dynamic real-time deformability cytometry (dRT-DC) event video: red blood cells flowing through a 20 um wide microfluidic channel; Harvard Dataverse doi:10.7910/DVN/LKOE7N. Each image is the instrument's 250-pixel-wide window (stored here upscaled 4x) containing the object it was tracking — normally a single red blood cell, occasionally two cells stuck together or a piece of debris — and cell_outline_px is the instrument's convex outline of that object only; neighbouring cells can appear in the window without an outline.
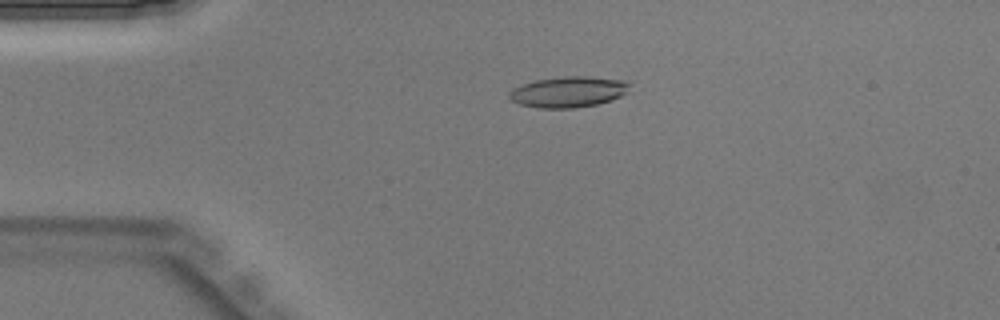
{"species": "Egyptian fruit bat (a non-hibernating species)", "species_latin": "Rousettus aegyptiacus", "temperature_condition": "warm", "stored_images_in_passage": 36, "camera_frame_rate_fps": 3000, "um_per_image_px": 0.085, "animal": {"sex": "male"}, "frame": {"image": 1, "passage_image": 2, "time_ms": 0.333, "image_size_px": [1000, 320], "cell_outline_px": [[628, 92], [612, 100], [596, 104], [576, 108], [536, 108], [520, 104], [512, 100], [508, 96], [508, 92], [512, 88], [536, 80], [564, 76], [584, 76], [624, 80], [628, 84]], "centroid_in_image_um": [48.29, 7.81], "position_along_channel_um": 36.7, "area_um2": 21.56}}
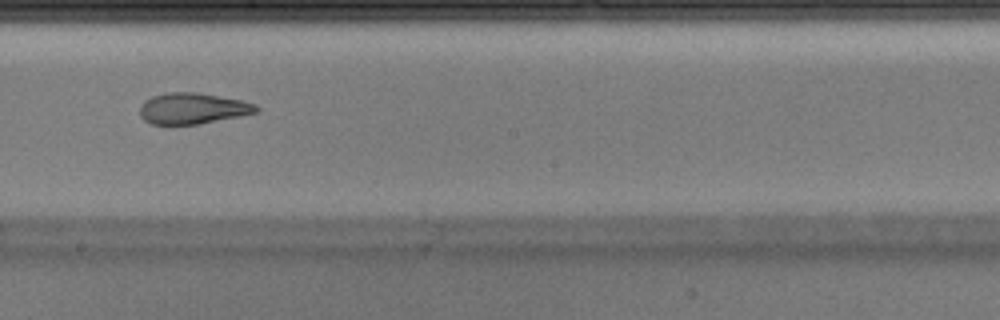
{"frame": {"image": 2, "passage_image": 17, "time_ms": 5.333, "image_size_px": [1000, 320], "cell_outline_px": [[260, 108], [256, 112], [240, 116], [200, 124], [164, 128], [152, 124], [144, 120], [140, 116], [140, 104], [144, 100], [152, 96], [164, 92], [196, 92], [244, 100], [256, 104]], "centroid_in_image_um": [16.31, 9.25], "position_along_channel_um": 231.9, "area_um2": 21.96}}
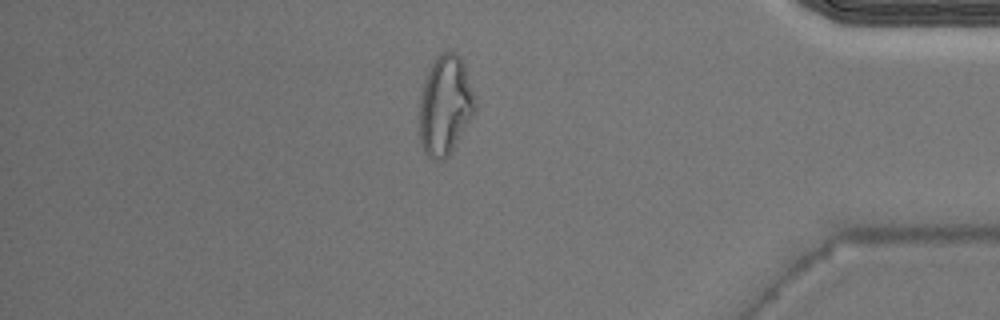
{"frame": {"image": 3, "passage_image": 30, "time_ms": 9.667, "image_size_px": [1000, 320], "cell_outline_px": [[476, 112], [448, 156], [444, 160], [432, 160], [424, 152], [420, 144], [420, 96], [424, 80], [432, 60], [440, 52], [456, 52], [460, 56], [464, 64], [476, 100]], "centroid_in_image_um": [37.84, 8.95], "position_along_channel_um": 397.4, "area_um2": 32.6}}